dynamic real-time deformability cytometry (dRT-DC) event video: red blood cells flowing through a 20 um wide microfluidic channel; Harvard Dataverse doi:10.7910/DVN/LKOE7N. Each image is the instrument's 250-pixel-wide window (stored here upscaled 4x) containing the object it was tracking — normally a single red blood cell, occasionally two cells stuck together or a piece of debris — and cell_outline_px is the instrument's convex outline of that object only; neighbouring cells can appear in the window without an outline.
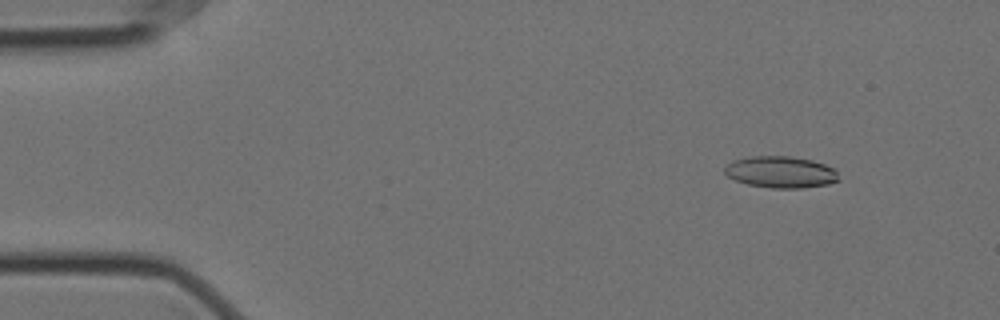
{"species": "Egyptian fruit bat (a non-hibernating species)", "species_latin": "Rousettus aegyptiacus", "temperature_condition": "cold", "stored_images_in_passage": 57, "camera_frame_rate_fps": 3000, "um_per_image_px": 0.085, "animal": {"sex": "female"}, "frame": {"image": 1, "passage_image": 6, "time_ms": 1.667, "image_size_px": [1000, 320], "cell_outline_px": [[840, 180], [828, 184], [800, 188], [772, 188], [748, 184], [736, 180], [728, 176], [724, 172], [724, 168], [732, 160], [752, 156], [792, 156], [812, 160], [824, 164], [832, 168], [836, 172]], "centroid_in_image_um": [66.35, 14.62], "position_along_channel_um": 18.6, "area_um2": 20.92}}
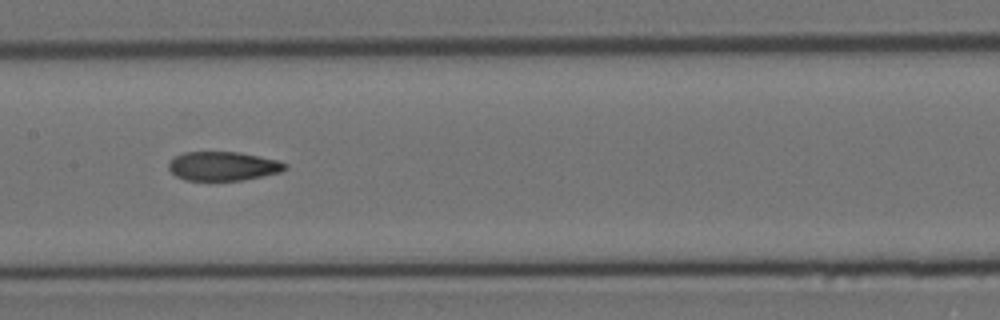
{"frame": {"image": 2, "passage_image": 28, "time_ms": 9.0, "image_size_px": [1000, 320], "cell_outline_px": [[288, 168], [280, 172], [244, 180], [184, 180], [176, 176], [168, 168], [168, 164], [176, 156], [184, 152], [240, 152], [276, 160], [288, 164]], "centroid_in_image_um": [18.97, 14.12], "position_along_channel_um": 188.4, "area_um2": 19.59}}
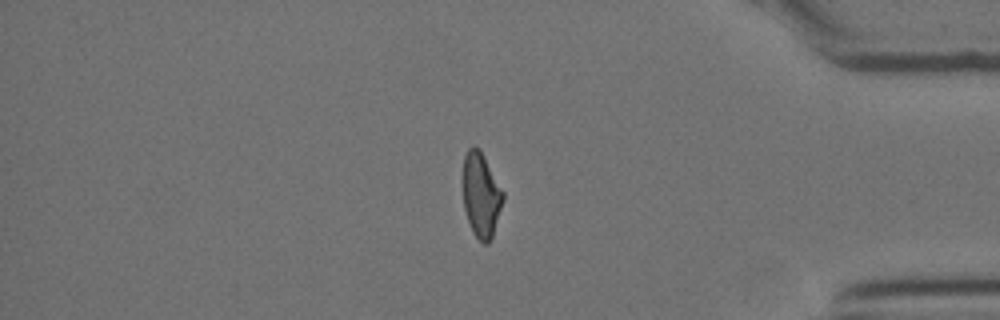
{"frame": {"image": 3, "passage_image": 48, "time_ms": 15.667, "image_size_px": [1000, 320], "cell_outline_px": [[504, 200], [492, 236], [488, 244], [484, 244], [472, 232], [464, 208], [464, 156], [468, 148], [472, 144], [480, 148], [504, 192]], "centroid_in_image_um": [40.91, 16.54], "position_along_channel_um": 394.3, "area_um2": 19.71}, "authors_computed_cell_mechanics": {"area_um2": 20.5768, "velocity_mm_per_s": 3.5278, "shape_relaxation_time_tau1_ms": null, "shape_relaxation_time_tau2_ms": 2.9719, "deformation_change_tau1": null, "deformation_change_tau2": 0.0975}}